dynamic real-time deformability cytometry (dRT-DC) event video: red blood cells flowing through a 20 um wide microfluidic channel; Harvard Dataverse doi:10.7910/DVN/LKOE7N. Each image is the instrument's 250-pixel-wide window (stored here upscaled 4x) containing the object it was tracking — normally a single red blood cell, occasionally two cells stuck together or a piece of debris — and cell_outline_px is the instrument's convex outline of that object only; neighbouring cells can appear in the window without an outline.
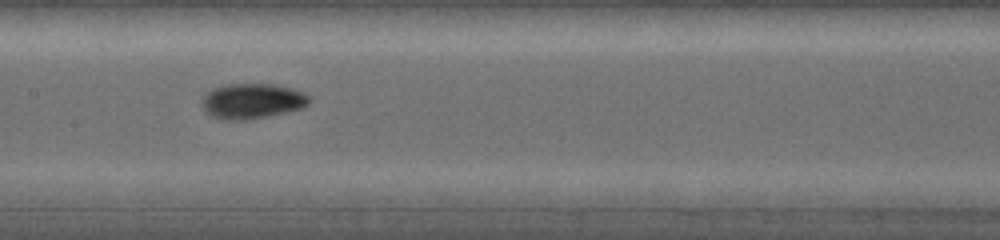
{"species": "common noctule bat (a hibernating species)", "species_latin": "Nyctalus noctula", "temperature_condition": "warm", "stored_images_in_passage": 62, "camera_frame_rate_fps": 5000, "um_per_image_px": 0.085, "animal": {"sex": "female", "body_mass_g": 19.0, "forearm_length_mm": 53.3}, "frame": {"image": 1, "passage_image": 21, "time_ms": 5.2, "image_size_px": [1000, 240], "cell_outline_px": [[312, 100], [308, 104], [300, 108], [268, 116], [244, 120], [224, 120], [212, 116], [204, 112], [200, 104], [204, 96], [212, 88], [228, 84], [276, 84], [304, 92]], "centroid_in_image_um": [21.4, 8.59], "position_along_channel_um": 186.0, "area_um2": 22.08}}
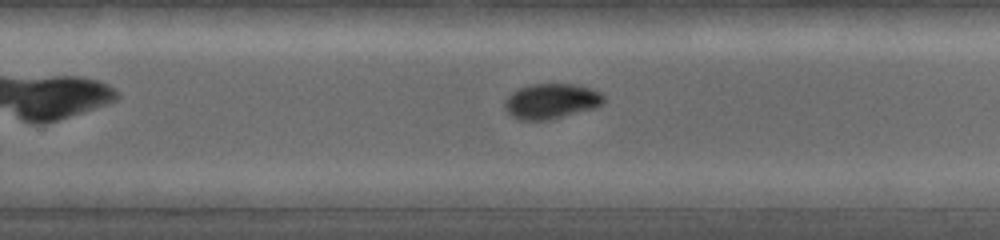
{"frame": {"image": 2, "passage_image": 31, "time_ms": 7.6, "image_size_px": [1000, 240], "cell_outline_px": [[604, 104], [592, 108], [548, 120], [520, 120], [512, 116], [504, 108], [504, 100], [512, 92], [520, 88], [532, 84], [572, 84], [592, 88], [600, 92], [604, 96]], "centroid_in_image_um": [46.84, 8.59], "position_along_channel_um": 283.0, "area_um2": 20.17}}
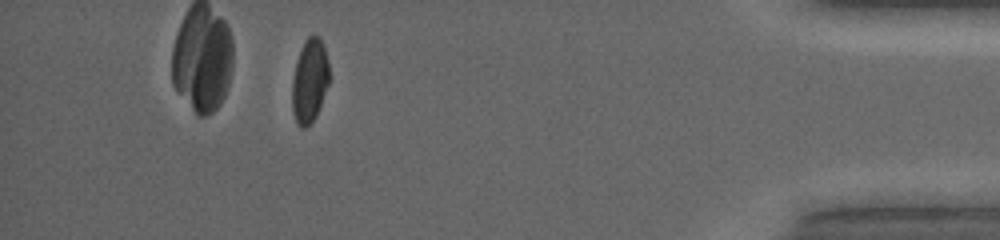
{"frame": {"image": 3, "passage_image": 50, "time_ms": 12.2, "image_size_px": [1000, 240], "cell_outline_px": [[328, 84], [316, 116], [304, 128], [300, 128], [296, 124], [292, 112], [292, 80], [296, 60], [304, 40], [308, 36], [316, 36], [320, 40], [324, 48], [328, 60]], "centroid_in_image_um": [26.28, 6.89], "position_along_channel_um": 408.9, "area_um2": 17.98}, "authors_computed_cell_mechanics": {"area_um2": 19.3919, "velocity_mm_per_s": 4.064, "shape_relaxation_time_tau1_ms": 3.6668, "shape_relaxation_time_tau2_ms": null, "deformation_change_tau1": 0.1337, "deformation_change_tau2": null}}